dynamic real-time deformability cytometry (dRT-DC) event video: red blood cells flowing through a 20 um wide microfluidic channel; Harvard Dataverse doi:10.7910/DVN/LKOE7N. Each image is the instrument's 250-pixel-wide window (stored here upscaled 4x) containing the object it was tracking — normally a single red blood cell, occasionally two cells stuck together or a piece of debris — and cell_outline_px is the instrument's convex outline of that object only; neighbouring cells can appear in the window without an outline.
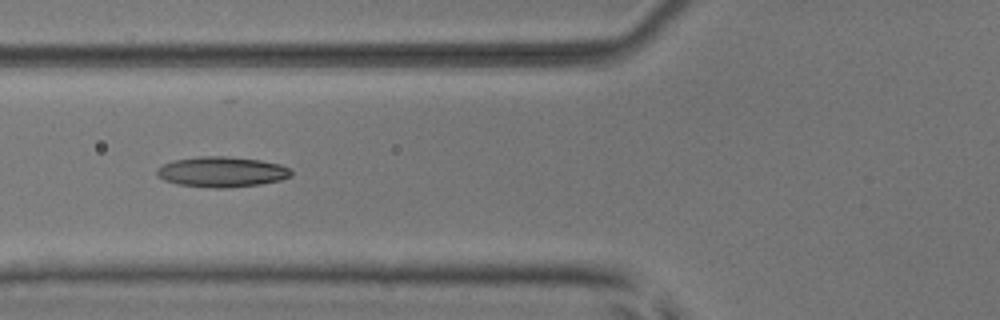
{"species": "common noctule bat (a hibernating species)", "species_latin": "Nyctalus noctula", "temperature_condition": "room temperature", "stored_images_in_passage": 31, "camera_frame_rate_fps": 3000, "um_per_image_px": 0.085, "animal": {"sex": "male", "body_mass_g": 17.9, "forearm_length_mm": 54.2}, "frame": {"image": 1, "passage_image": 4, "time_ms": 1.0, "image_size_px": [1000, 320], "cell_outline_px": [[288, 172], [284, 176], [272, 180], [248, 184], [192, 184], [176, 180], [188, 160], [248, 160], [268, 164], [284, 168]], "centroid_in_image_um": [19.46, 14.64], "position_along_channel_um": 106.3, "area_um2": 15.9}}
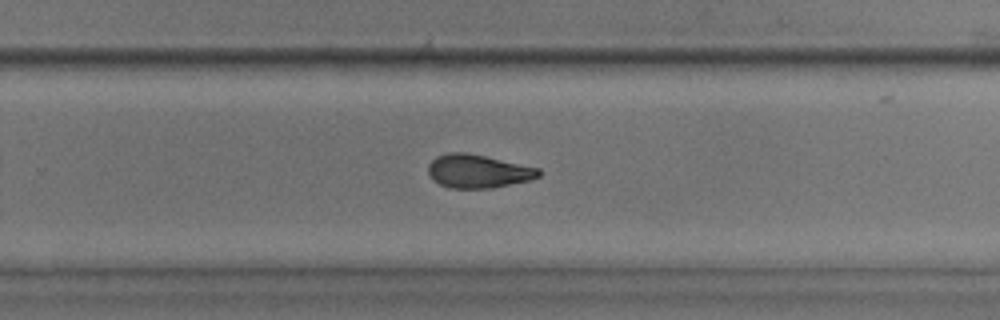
{"frame": {"image": 2, "passage_image": 18, "time_ms": 5.667, "image_size_px": [1000, 320], "cell_outline_px": [[540, 172], [536, 176], [520, 180], [500, 184], [448, 184], [440, 180], [432, 172], [432, 164], [436, 160], [444, 156], [476, 156], [528, 168]], "centroid_in_image_um": [40.66, 14.53], "position_along_channel_um": 289.1, "area_um2": 16.24}}
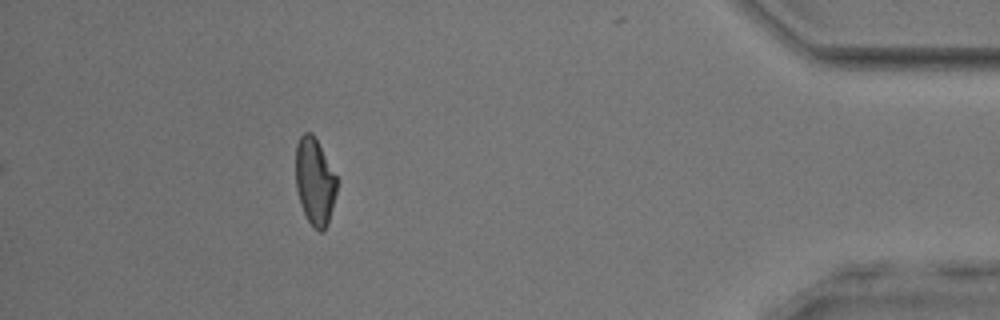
{"frame": {"image": 3, "passage_image": 31, "time_ms": 10.0, "image_size_px": [1000, 320], "cell_outline_px": [[336, 188], [328, 216], [324, 224], [320, 228], [308, 216], [304, 208], [300, 196], [296, 176], [296, 156], [300, 140], [312, 136], [336, 176]], "centroid_in_image_um": [26.76, 15.38], "position_along_channel_um": 408.4, "area_um2": 17.86}}